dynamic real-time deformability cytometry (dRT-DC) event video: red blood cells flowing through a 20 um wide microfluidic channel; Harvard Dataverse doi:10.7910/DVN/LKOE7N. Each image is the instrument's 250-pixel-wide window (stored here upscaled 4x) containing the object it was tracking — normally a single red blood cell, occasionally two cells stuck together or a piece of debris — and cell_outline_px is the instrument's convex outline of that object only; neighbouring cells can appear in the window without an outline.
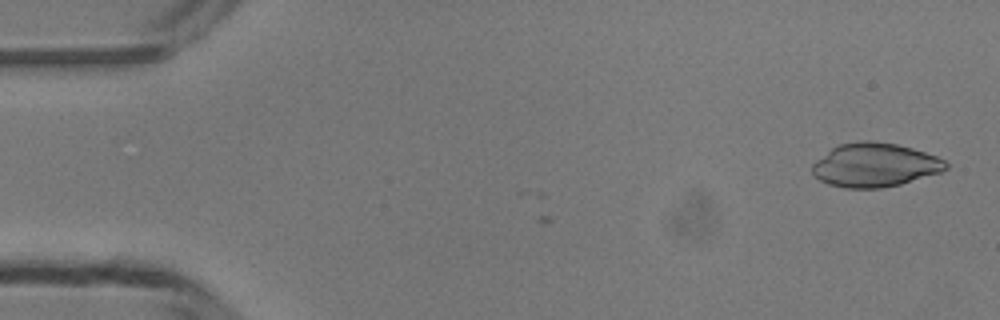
{"species": "common noctule bat (a hibernating species)", "species_latin": "Nyctalus noctula", "temperature_condition": "room temperature", "stored_images_in_passage": 5, "camera_frame_rate_fps": 3000, "um_per_image_px": 0.085, "animal": {"sex": "male", "body_mass_g": 13.3}, "frame": {"image": 1, "passage_image": 1, "time_ms": 0.0, "image_size_px": [1000, 320], "cell_outline_px": [[948, 168], [940, 172], [900, 184], [880, 188], [844, 188], [828, 184], [820, 180], [812, 172], [812, 164], [816, 160], [832, 148], [840, 144], [860, 140], [872, 140], [896, 144], [912, 148], [936, 156], [944, 160], [948, 164]], "centroid_in_image_um": [74.34, 14.02], "position_along_channel_um": 10.7, "area_um2": 33.99}}